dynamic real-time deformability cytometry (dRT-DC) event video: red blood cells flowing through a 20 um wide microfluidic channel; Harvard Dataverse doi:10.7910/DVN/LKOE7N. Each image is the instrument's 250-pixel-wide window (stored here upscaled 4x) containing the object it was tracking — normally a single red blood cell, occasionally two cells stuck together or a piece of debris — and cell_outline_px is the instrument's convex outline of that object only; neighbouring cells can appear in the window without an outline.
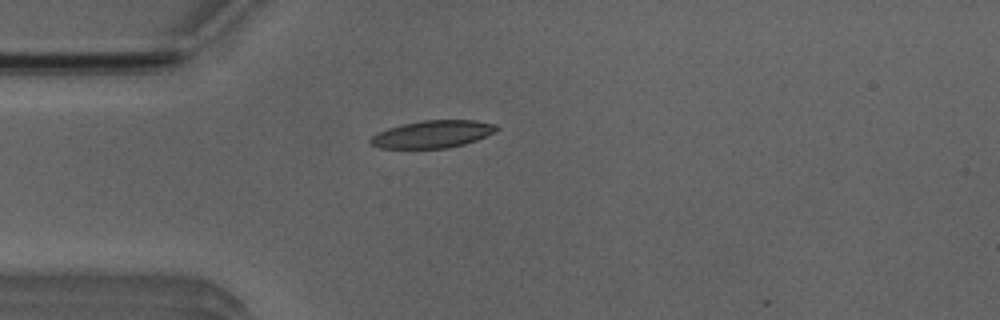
{"species": "Egyptian fruit bat (a non-hibernating species)", "species_latin": "Rousettus aegyptiacus", "temperature_condition": "room temperature", "stored_images_in_passage": 6, "camera_frame_rate_fps": 3000, "um_per_image_px": 0.085, "animal": {"sex": "male"}, "frame": {"image": 1, "passage_image": 1, "time_ms": 0.0, "image_size_px": [1000, 320], "cell_outline_px": [[500, 128], [496, 132], [476, 140], [464, 144], [448, 148], [380, 148], [372, 144], [368, 140], [376, 132], [388, 128], [404, 124], [424, 120], [476, 120], [496, 124]], "centroid_in_image_um": [36.8, 11.4], "position_along_channel_um": 48.2, "area_um2": 20.17}}